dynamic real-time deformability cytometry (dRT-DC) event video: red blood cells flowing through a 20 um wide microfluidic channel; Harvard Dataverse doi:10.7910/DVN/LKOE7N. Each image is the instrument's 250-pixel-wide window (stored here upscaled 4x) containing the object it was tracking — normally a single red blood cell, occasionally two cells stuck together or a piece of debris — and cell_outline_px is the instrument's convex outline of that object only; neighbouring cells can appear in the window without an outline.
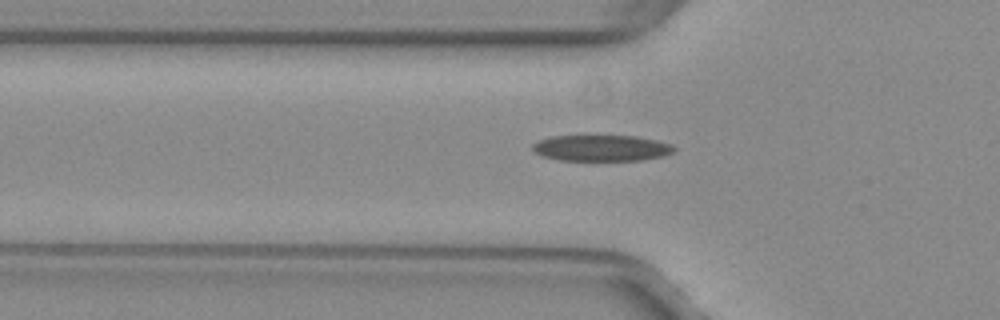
{"species": "common noctule bat (a hibernating species)", "species_latin": "Nyctalus noctula", "temperature_condition": "warm", "stored_images_in_passage": 36, "camera_frame_rate_fps": 3000, "um_per_image_px": 0.085, "animal": {"sex": "female", "body_mass_g": 29.2, "forearm_length_mm": 56.3}, "frame": {"image": 1, "passage_image": 5, "time_ms": 1.333, "image_size_px": [1000, 320], "cell_outline_px": [[676, 148], [672, 152], [664, 156], [640, 160], [560, 160], [540, 156], [532, 148], [532, 144], [540, 140], [552, 136], [636, 136], [656, 140], [672, 144]], "centroid_in_image_um": [51.13, 12.58], "position_along_channel_um": 74.7, "area_um2": 21.44}}
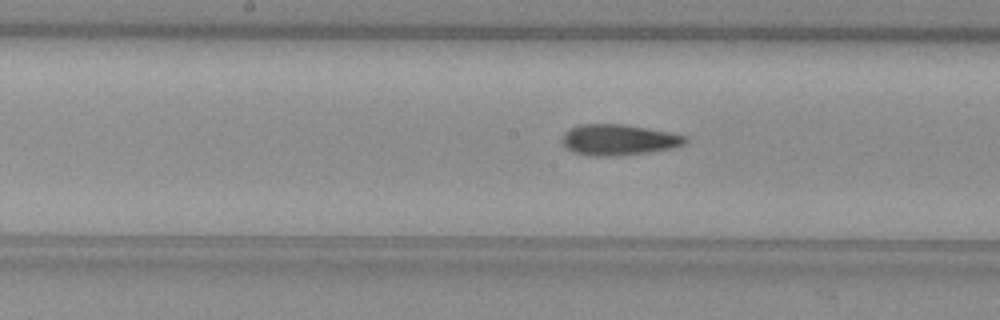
{"frame": {"image": 2, "passage_image": 14, "time_ms": 4.333, "image_size_px": [1000, 320], "cell_outline_px": [[688, 140], [684, 144], [672, 148], [648, 152], [612, 156], [588, 156], [572, 152], [564, 144], [564, 132], [580, 124], [624, 124], [648, 128], [688, 136]], "centroid_in_image_um": [52.6, 11.88], "position_along_channel_um": 195.6, "area_um2": 22.02}}
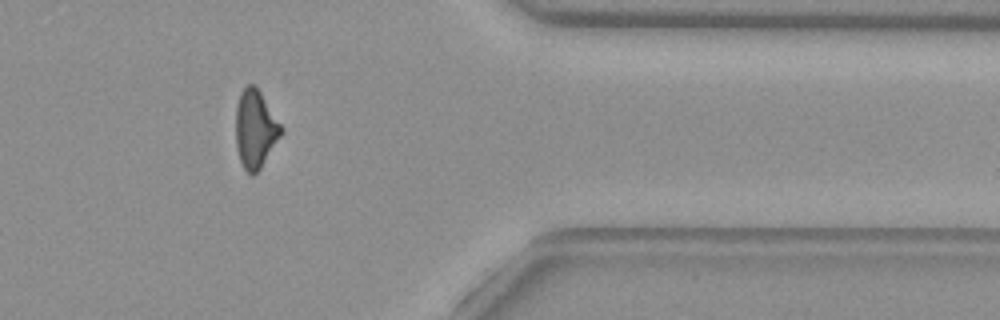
{"frame": {"image": 3, "passage_image": 30, "time_ms": 9.667, "image_size_px": [1000, 320], "cell_outline_px": [[284, 132], [260, 168], [252, 176], [244, 168], [240, 160], [236, 148], [236, 108], [240, 92], [248, 84], [256, 84], [284, 128]], "centroid_in_image_um": [21.72, 10.93], "position_along_channel_um": 389.7, "area_um2": 20.81}}